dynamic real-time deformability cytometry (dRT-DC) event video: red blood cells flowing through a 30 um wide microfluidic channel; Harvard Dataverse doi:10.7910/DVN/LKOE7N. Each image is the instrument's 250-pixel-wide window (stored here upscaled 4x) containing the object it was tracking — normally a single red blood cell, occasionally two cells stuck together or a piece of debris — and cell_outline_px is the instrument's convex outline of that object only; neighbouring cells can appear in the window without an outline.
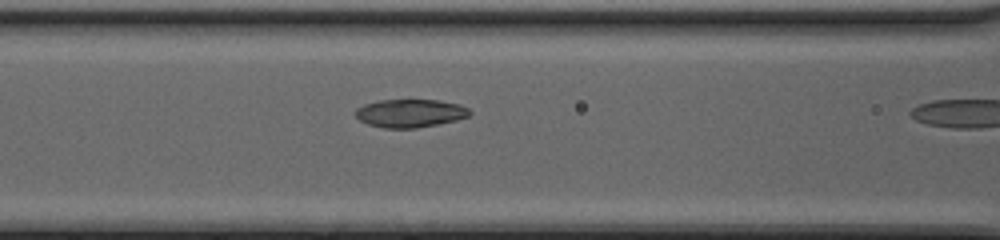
{"species": "common noctule bat (a hibernating species)", "species_latin": "Nyctalus noctula", "temperature_condition": "cold", "stored_images_in_passage": 15, "camera_frame_rate_fps": 3000, "um_per_image_px": 0.085, "animal": {"sex": "female", "body_mass_g": 20.0, "forearm_length_mm": 54.0}, "frame": {"image": 1, "passage_image": 11, "time_ms": 3.333, "image_size_px": [1000, 240], "cell_outline_px": [[472, 112], [468, 116], [456, 120], [440, 124], [416, 128], [384, 128], [368, 124], [360, 120], [356, 116], [356, 108], [364, 104], [376, 100], [440, 100], [460, 104], [468, 108]], "centroid_in_image_um": [34.87, 9.62], "position_along_channel_um": 131.7, "area_um2": 18.84}}